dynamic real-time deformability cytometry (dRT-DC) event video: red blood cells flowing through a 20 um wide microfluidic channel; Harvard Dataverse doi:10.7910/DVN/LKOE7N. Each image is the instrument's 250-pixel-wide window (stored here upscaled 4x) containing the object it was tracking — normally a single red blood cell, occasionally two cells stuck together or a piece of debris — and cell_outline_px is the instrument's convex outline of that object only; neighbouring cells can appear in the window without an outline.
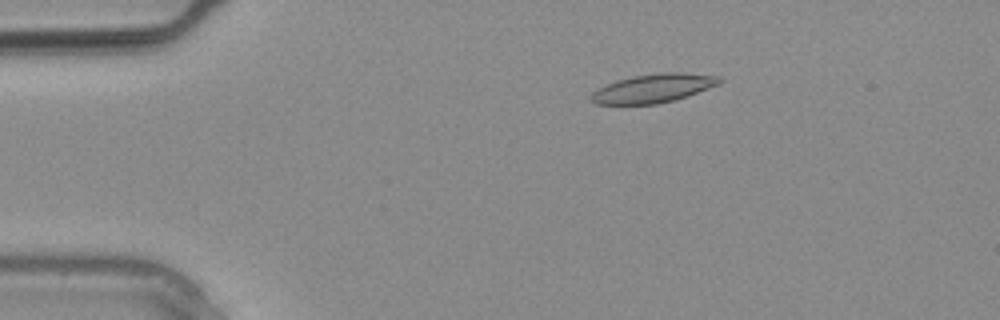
{"species": "common noctule bat (a hibernating species)", "species_latin": "Nyctalus noctula", "temperature_condition": "warm", "stored_images_in_passage": 11, "camera_frame_rate_fps": 3000, "um_per_image_px": 0.085, "animal": {"sex": "male", "body_mass_g": 20.4}, "frame": {"image": 1, "passage_image": 4, "time_ms": 1.0, "image_size_px": [1000, 320], "cell_outline_px": [[724, 80], [720, 84], [688, 96], [656, 104], [596, 104], [588, 100], [588, 96], [596, 88], [616, 80], [632, 76], [660, 72], [680, 72], [716, 76]], "centroid_in_image_um": [55.48, 7.5], "position_along_channel_um": 29.5, "area_um2": 21.68}}
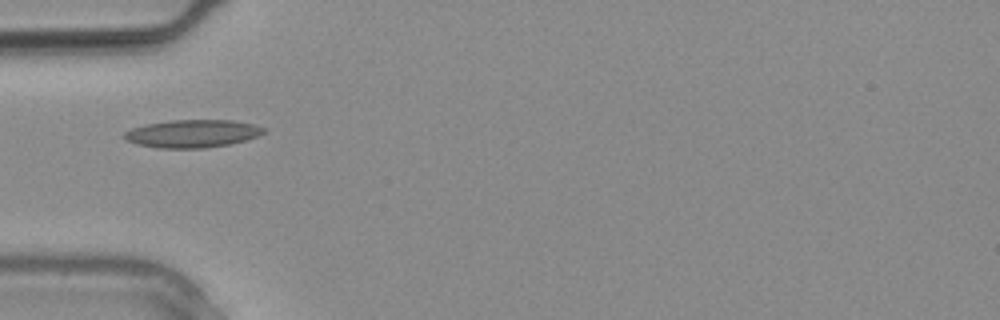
{"frame": {"image": 2, "passage_image": 8, "time_ms": 2.333, "image_size_px": [1000, 320], "cell_outline_px": [[268, 132], [248, 140], [228, 144], [204, 148], [156, 148], [136, 144], [124, 140], [120, 136], [124, 132], [132, 128], [144, 124], [172, 120], [232, 120], [252, 124], [268, 128]], "centroid_in_image_um": [16.34, 11.36], "position_along_channel_um": 68.7, "area_um2": 23.0}}
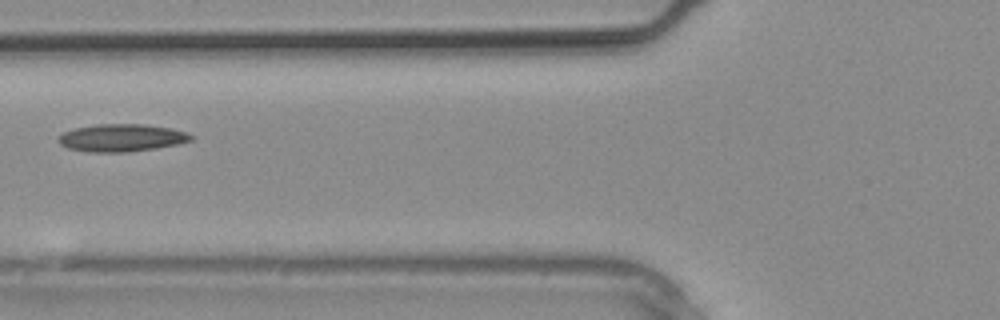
{"frame": {"image": 3, "passage_image": 10, "time_ms": 3.0, "image_size_px": [1000, 320], "cell_outline_px": [[196, 136], [192, 140], [176, 144], [156, 148], [128, 152], [88, 152], [68, 148], [60, 144], [56, 140], [64, 132], [76, 128], [96, 124], [144, 124], [172, 128], [188, 132]], "centroid_in_image_um": [10.37, 11.71], "position_along_channel_um": 115.4, "area_um2": 21.39}}